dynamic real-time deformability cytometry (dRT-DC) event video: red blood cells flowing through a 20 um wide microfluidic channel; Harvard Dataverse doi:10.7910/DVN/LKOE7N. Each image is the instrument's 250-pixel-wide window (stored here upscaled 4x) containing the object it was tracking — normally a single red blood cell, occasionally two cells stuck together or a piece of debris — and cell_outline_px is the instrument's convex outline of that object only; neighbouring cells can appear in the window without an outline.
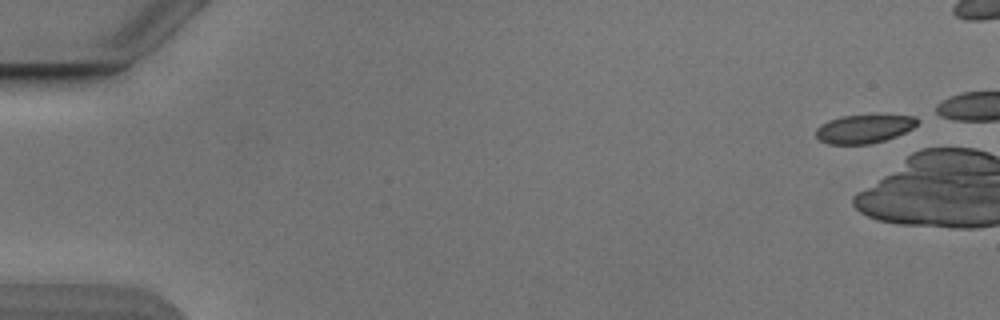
{"species": "Egyptian fruit bat (a non-hibernating species)", "species_latin": "Rousettus aegyptiacus", "temperature_condition": "cold", "stored_images_in_passage": 7, "camera_frame_rate_fps": 3000, "um_per_image_px": 0.085, "animal": {"sex": "male"}, "frame": {"image": 1, "passage_image": 1, "time_ms": 0.0, "image_size_px": [1000, 320], "cell_outline_px": [[920, 120], [912, 128], [896, 136], [884, 140], [868, 144], [828, 144], [820, 140], [816, 136], [816, 128], [820, 124], [828, 120], [840, 116], [916, 116]], "centroid_in_image_um": [73.4, 10.96], "position_along_channel_um": 11.6, "area_um2": 16.59}}